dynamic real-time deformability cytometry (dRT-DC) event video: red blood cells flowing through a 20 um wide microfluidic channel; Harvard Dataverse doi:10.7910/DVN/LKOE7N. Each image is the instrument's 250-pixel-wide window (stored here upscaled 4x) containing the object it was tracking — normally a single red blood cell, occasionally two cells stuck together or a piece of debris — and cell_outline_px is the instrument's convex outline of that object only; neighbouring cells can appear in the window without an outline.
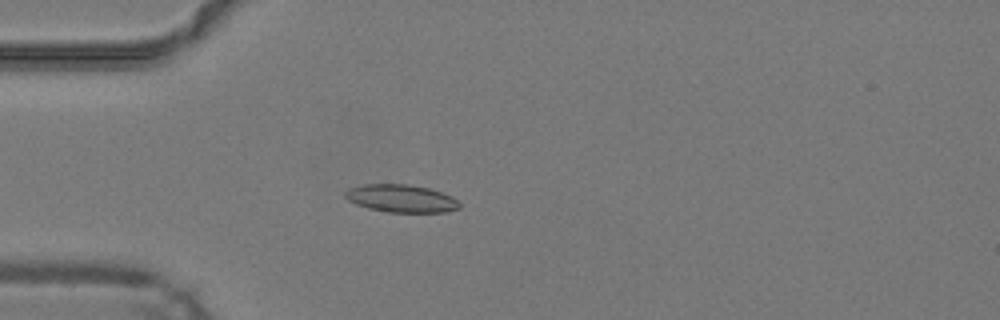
{"species": "common noctule bat (a hibernating species)", "species_latin": "Nyctalus noctula", "temperature_condition": "warm", "stored_images_in_passage": 30, "camera_frame_rate_fps": 3000, "um_per_image_px": 0.085, "animal": {"sex": "male", "body_mass_g": 19.2, "forearm_length_mm": 51.8}, "frame": {"image": 1, "passage_image": 6, "time_ms": 1.667, "image_size_px": [1000, 320], "cell_outline_px": [[460, 208], [444, 212], [388, 212], [368, 208], [356, 204], [348, 200], [344, 196], [344, 192], [348, 188], [364, 184], [408, 184], [428, 188], [452, 196], [460, 204]], "centroid_in_image_um": [34.07, 16.86], "position_along_channel_um": 50.9, "area_um2": 18.44}}
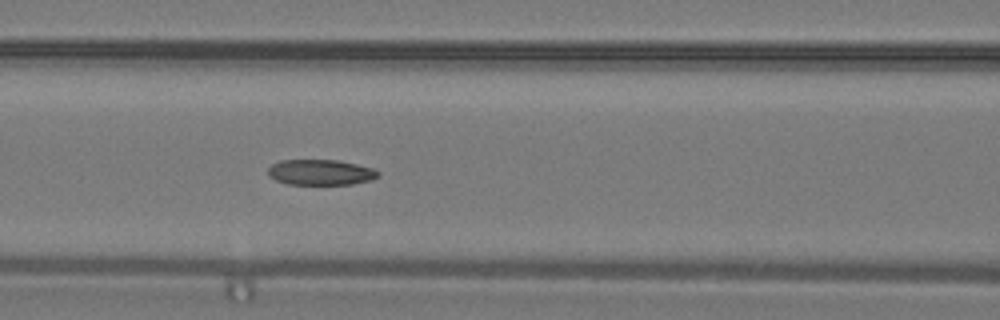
{"frame": {"image": 2, "passage_image": 13, "time_ms": 4.0, "image_size_px": [1000, 320], "cell_outline_px": [[380, 176], [372, 180], [352, 184], [288, 184], [276, 180], [268, 176], [268, 168], [272, 164], [280, 160], [336, 160], [356, 164], [372, 168], [380, 172]], "centroid_in_image_um": [27.25, 14.65], "position_along_channel_um": 139.3, "area_um2": 16.42}}
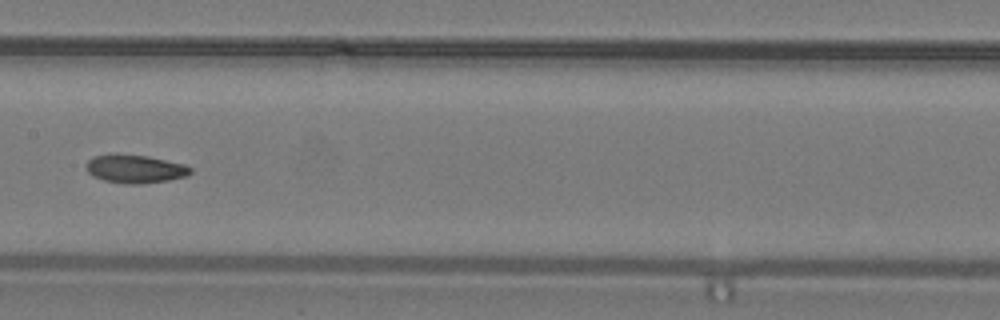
{"frame": {"image": 3, "passage_image": 17, "time_ms": 5.333, "image_size_px": [1000, 320], "cell_outline_px": [[192, 172], [188, 176], [168, 180], [140, 184], [124, 184], [104, 180], [92, 176], [88, 172], [88, 160], [92, 156], [112, 152], [148, 156], [184, 164], [192, 168]], "centroid_in_image_um": [11.48, 14.33], "position_along_channel_um": 195.9, "area_um2": 17.51}}